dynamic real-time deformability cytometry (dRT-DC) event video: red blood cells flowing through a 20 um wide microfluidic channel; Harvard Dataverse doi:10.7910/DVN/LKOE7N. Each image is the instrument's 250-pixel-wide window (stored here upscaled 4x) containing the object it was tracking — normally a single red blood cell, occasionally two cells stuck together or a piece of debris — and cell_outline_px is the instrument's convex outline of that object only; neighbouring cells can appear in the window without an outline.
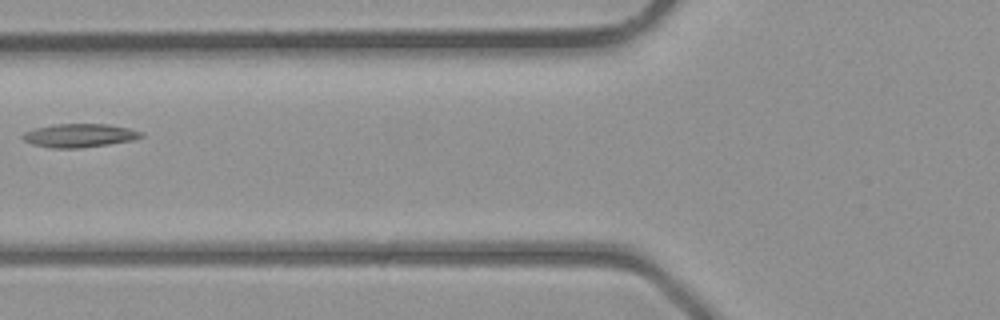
{"species": "common noctule bat (a hibernating species)", "species_latin": "Nyctalus noctula", "temperature_condition": "room temperature", "stored_images_in_passage": 3, "camera_frame_rate_fps": 3000, "um_per_image_px": 0.085, "animal": {"sex": "male", "body_mass_g": 23.1, "forearm_length_mm": 52.7}, "frame": {"image": 1, "passage_image": 3, "time_ms": 2.333, "image_size_px": [1000, 320], "cell_outline_px": [[144, 136], [132, 140], [108, 144], [80, 148], [52, 148], [32, 144], [24, 140], [20, 136], [24, 132], [36, 128], [56, 124], [108, 124], [128, 128], [144, 132]], "centroid_in_image_um": [6.75, 11.51], "position_along_channel_um": 119.0, "area_um2": 16.18}}